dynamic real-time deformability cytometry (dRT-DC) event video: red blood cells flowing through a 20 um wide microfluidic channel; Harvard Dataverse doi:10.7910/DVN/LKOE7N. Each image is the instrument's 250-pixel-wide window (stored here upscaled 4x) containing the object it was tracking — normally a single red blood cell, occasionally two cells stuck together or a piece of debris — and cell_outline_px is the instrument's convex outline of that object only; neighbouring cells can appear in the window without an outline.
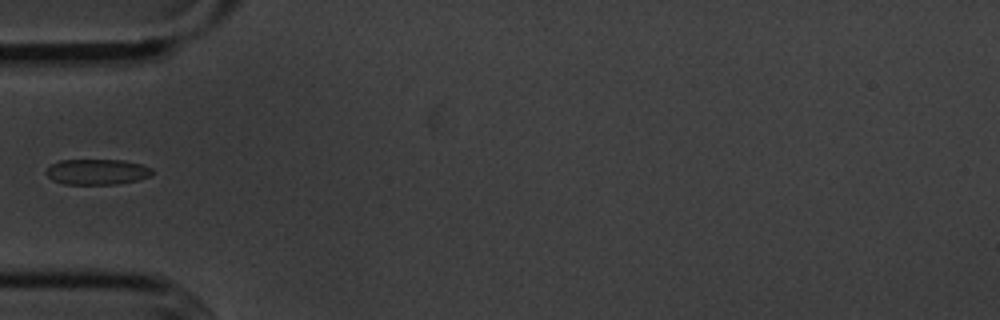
{"species": "common noctule bat (a hibernating species)", "species_latin": "Nyctalus noctula", "temperature_condition": "cold", "stored_images_in_passage": 6, "camera_frame_rate_fps": 3000, "um_per_image_px": 0.085, "animal": {"sex": "male", "body_mass_g": 20.1, "forearm_length_mm": 53.5}, "frame": {"image": 1, "passage_image": 5, "time_ms": 5.333, "image_size_px": [1000, 320], "cell_outline_px": [[152, 176], [136, 180], [116, 184], [64, 184], [52, 180], [44, 172], [52, 164], [60, 160], [124, 160], [140, 164], [152, 168]], "centroid_in_image_um": [8.24, 14.61], "position_along_channel_um": 76.8, "area_um2": 15.78}}
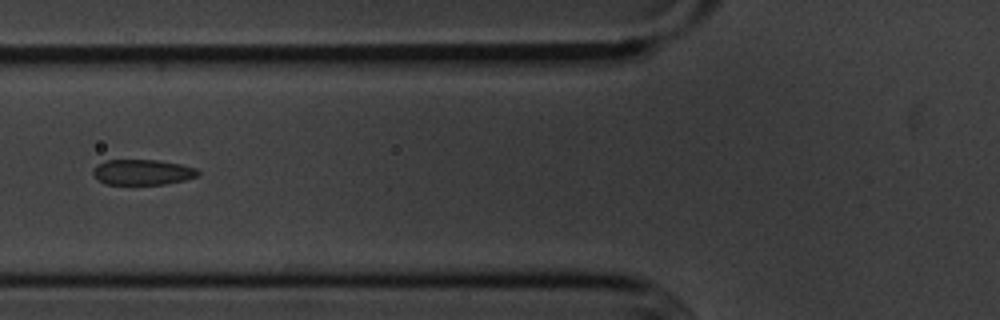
{"frame": {"image": 2, "passage_image": 6, "time_ms": 6.333, "image_size_px": [1000, 320], "cell_outline_px": [[200, 172], [196, 176], [184, 180], [164, 184], [104, 184], [92, 172], [92, 168], [96, 164], [108, 160], [156, 160], [180, 164], [196, 168]], "centroid_in_image_um": [12.09, 14.63], "position_along_channel_um": 113.7, "area_um2": 15.43}}